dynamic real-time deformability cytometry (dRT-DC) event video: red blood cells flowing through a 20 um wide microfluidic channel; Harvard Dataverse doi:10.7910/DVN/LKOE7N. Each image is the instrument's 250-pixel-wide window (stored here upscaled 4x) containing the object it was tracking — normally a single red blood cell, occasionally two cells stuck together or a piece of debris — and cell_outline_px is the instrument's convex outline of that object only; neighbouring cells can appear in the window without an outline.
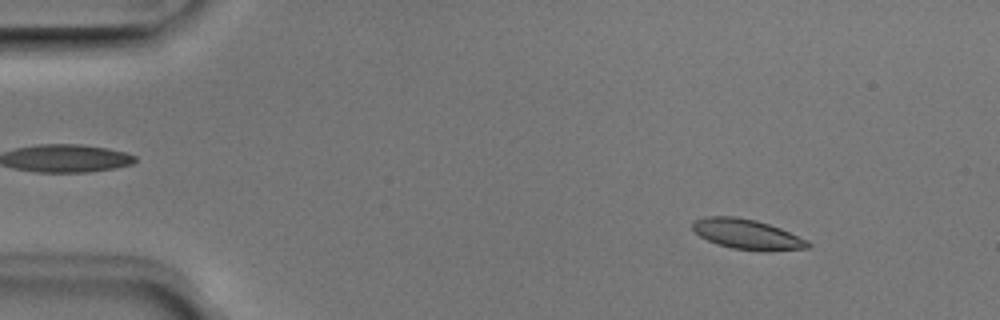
{"species": "Egyptian fruit bat (a non-hibernating species)", "species_latin": "Rousettus aegyptiacus", "temperature_condition": "room temperature", "stored_images_in_passage": 52, "camera_frame_rate_fps": 3000, "um_per_image_px": 0.085, "animal": {"sex": "male"}, "frame": {"image": 1, "passage_image": 7, "time_ms": 2.0, "image_size_px": [1000, 320], "cell_outline_px": [[812, 244], [808, 248], [768, 252], [732, 248], [716, 244], [700, 236], [692, 228], [692, 220], [704, 216], [736, 216], [756, 220], [780, 228], [808, 240]], "centroid_in_image_um": [63.5, 19.91], "position_along_channel_um": 21.5, "area_um2": 20.46}}
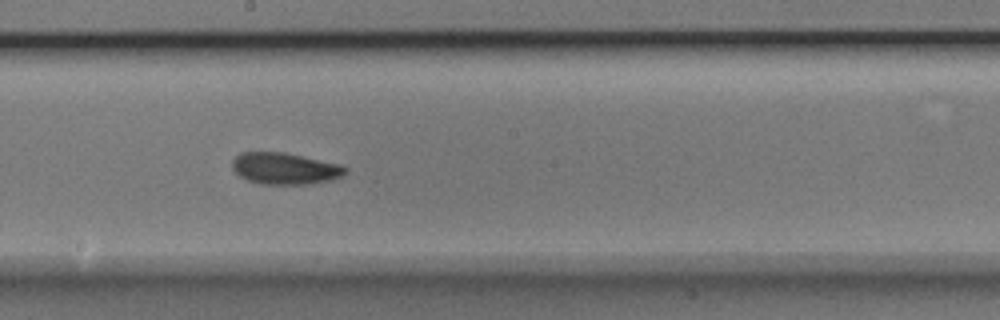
{"frame": {"image": 2, "passage_image": 29, "time_ms": 9.333, "image_size_px": [1000, 320], "cell_outline_px": [[348, 172], [332, 180], [312, 184], [260, 184], [248, 180], [240, 176], [232, 168], [232, 160], [240, 152], [284, 152], [340, 164], [348, 168]], "centroid_in_image_um": [24.23, 14.32], "position_along_channel_um": 224.0, "area_um2": 20.92}}
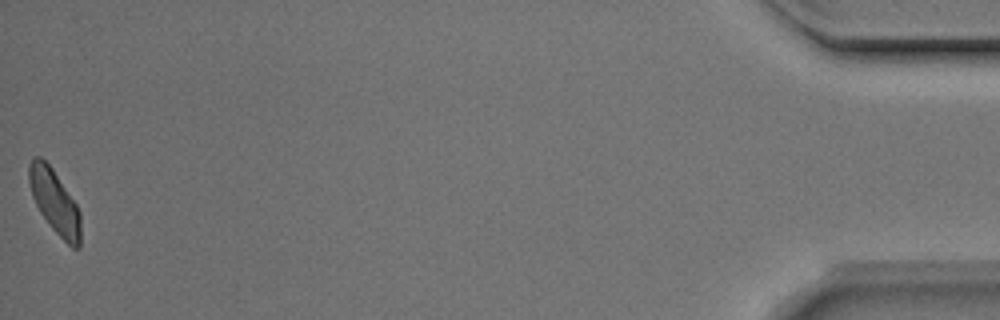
{"frame": {"image": 3, "passage_image": 52, "time_ms": 17.0, "image_size_px": [1000, 320], "cell_outline_px": [[80, 248], [72, 248], [48, 224], [40, 212], [32, 196], [28, 180], [28, 164], [32, 156], [40, 156], [52, 168], [76, 204], [80, 212]], "centroid_in_image_um": [4.62, 17.12], "position_along_channel_um": 430.6, "area_um2": 19.13}, "authors_computed_cell_mechanics": {"area_um2": 20.2878, "velocity_mm_per_s": 3.9432, "shape_relaxation_time_tau1_ms": 4.0618, "shape_relaxation_time_tau2_ms": 3.6787, "deformation_change_tau1": 0.1032, "deformation_change_tau2": 0.0774}}